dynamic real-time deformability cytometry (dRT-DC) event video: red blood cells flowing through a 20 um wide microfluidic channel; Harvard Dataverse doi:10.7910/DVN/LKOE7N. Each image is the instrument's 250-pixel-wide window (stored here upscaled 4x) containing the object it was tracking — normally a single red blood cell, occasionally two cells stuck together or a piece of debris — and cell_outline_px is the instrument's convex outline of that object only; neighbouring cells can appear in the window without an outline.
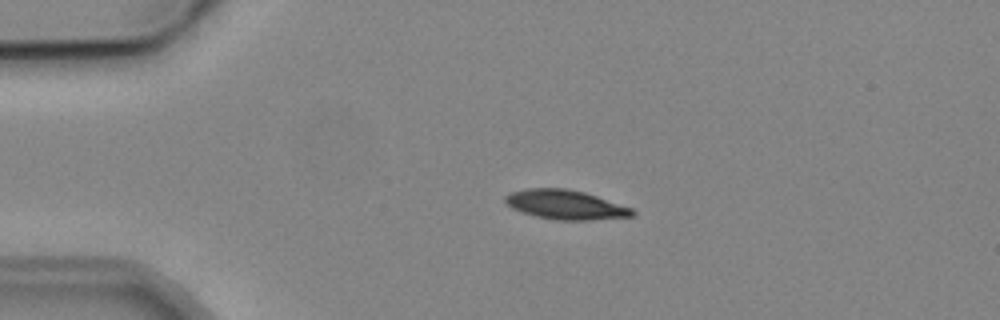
{"species": "common noctule bat (a hibernating species)", "species_latin": "Nyctalus noctula", "temperature_condition": "cold", "stored_images_in_passage": 3, "camera_frame_rate_fps": 3000, "um_per_image_px": 0.085, "animal": {"sex": "male", "body_mass_g": 19.2, "forearm_length_mm": 51.8}, "frame": {"image": 1, "passage_image": 1, "time_ms": 0.0, "image_size_px": [1000, 320], "cell_outline_px": [[636, 212], [632, 216], [588, 220], [556, 220], [536, 216], [512, 208], [504, 204], [504, 196], [512, 192], [528, 188], [568, 188], [584, 192], [632, 208]], "centroid_in_image_um": [48.03, 17.39], "position_along_channel_um": 37.0, "area_um2": 21.62}}
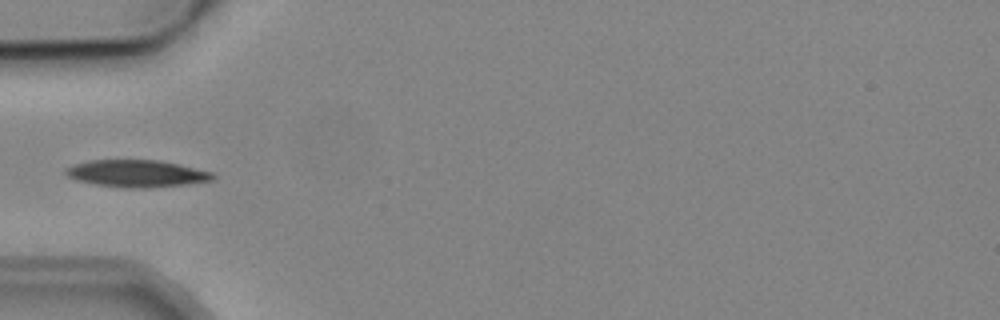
{"frame": {"image": 2, "passage_image": 3, "time_ms": 2.0, "image_size_px": [1000, 320], "cell_outline_px": [[216, 176], [212, 180], [184, 184], [148, 188], [124, 188], [92, 184], [76, 180], [68, 176], [64, 172], [64, 168], [72, 164], [88, 160], [160, 160], [180, 164], [212, 172]], "centroid_in_image_um": [11.56, 14.74], "position_along_channel_um": 73.4, "area_um2": 23.47}}